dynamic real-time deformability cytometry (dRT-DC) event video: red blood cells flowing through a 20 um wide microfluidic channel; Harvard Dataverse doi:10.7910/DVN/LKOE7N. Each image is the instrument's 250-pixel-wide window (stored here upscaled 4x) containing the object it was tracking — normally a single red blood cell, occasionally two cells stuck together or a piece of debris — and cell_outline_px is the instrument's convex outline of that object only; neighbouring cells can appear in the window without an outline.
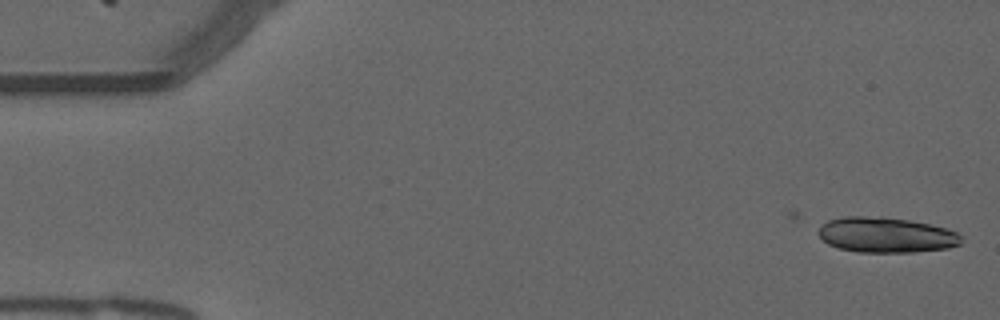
{"species": "common noctule bat (a hibernating species)", "species_latin": "Nyctalus noctula", "temperature_condition": "warm", "stored_images_in_passage": 9, "camera_frame_rate_fps": 3000, "um_per_image_px": 0.085, "animal": {"sex": "male", "forearm_length_mm": 52.5}, "frame": {"image": 1, "passage_image": 1, "time_ms": 0.0, "image_size_px": [1000, 320], "cell_outline_px": [[964, 240], [960, 244], [948, 248], [912, 252], [856, 252], [840, 248], [828, 244], [816, 232], [828, 220], [844, 216], [880, 216], [908, 220], [928, 224], [944, 228], [956, 232]], "centroid_in_image_um": [75.31, 19.97], "position_along_channel_um": 9.7, "area_um2": 29.3}}